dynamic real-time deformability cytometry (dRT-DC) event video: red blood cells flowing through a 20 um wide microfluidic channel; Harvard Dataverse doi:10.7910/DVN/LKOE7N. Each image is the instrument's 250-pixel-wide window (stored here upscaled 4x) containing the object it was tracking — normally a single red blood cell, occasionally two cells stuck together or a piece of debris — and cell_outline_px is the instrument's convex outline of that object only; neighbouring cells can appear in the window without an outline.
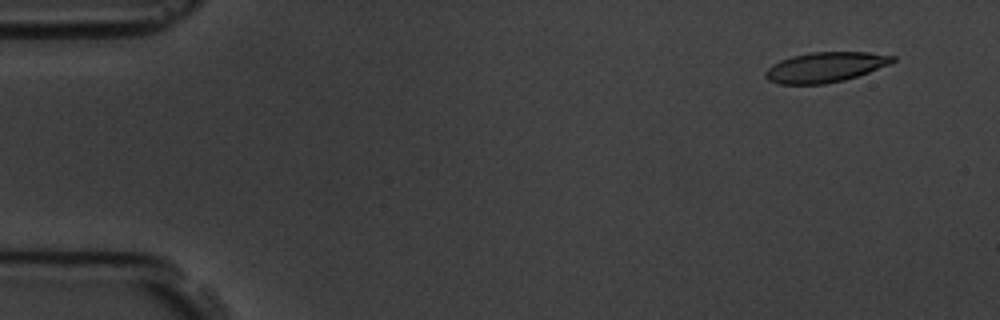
{"species": "common noctule bat (a hibernating species)", "species_latin": "Nyctalus noctula", "temperature_condition": "room temperature", "stored_images_in_passage": 6, "camera_frame_rate_fps": 3000, "um_per_image_px": 0.085, "animal": {"sex": "male", "body_mass_g": 19.5, "forearm_length_mm": 54.6}, "frame": {"image": 1, "passage_image": 2, "time_ms": 1.0, "image_size_px": [1000, 320], "cell_outline_px": [[896, 60], [888, 64], [868, 72], [844, 80], [824, 84], [780, 84], [768, 80], [764, 76], [764, 72], [772, 64], [780, 60], [792, 56], [812, 52], [868, 52], [896, 56]], "centroid_in_image_um": [70.12, 5.71], "position_along_channel_um": 14.9, "area_um2": 22.2}}
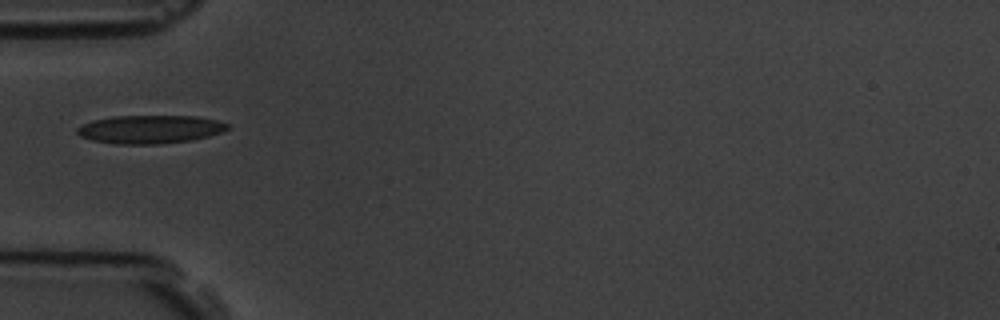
{"frame": {"image": 2, "passage_image": 6, "time_ms": 5.667, "image_size_px": [1000, 320], "cell_outline_px": [[228, 128], [220, 132], [208, 136], [192, 140], [160, 144], [116, 144], [92, 140], [80, 136], [76, 132], [76, 128], [84, 124], [96, 120], [112, 116], [196, 116], [216, 120], [228, 124]], "centroid_in_image_um": [12.74, 10.99], "position_along_channel_um": 72.3, "area_um2": 24.62}}